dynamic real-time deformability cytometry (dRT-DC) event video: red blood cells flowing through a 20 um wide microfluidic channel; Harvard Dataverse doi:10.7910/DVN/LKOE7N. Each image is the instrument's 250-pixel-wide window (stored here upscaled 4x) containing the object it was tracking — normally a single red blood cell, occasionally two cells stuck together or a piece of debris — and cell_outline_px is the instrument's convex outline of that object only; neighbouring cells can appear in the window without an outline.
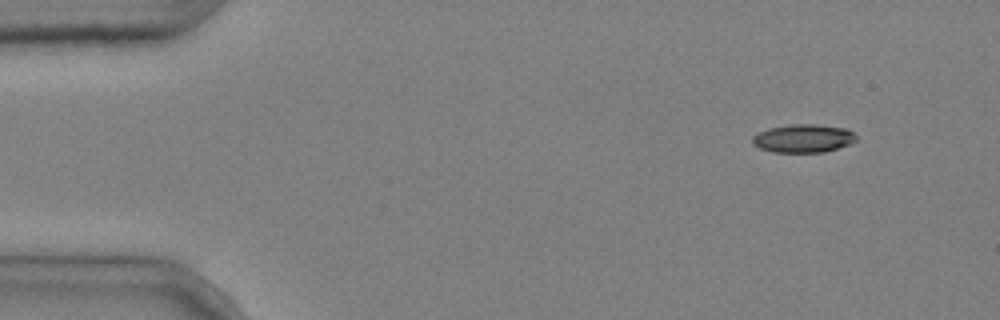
{"species": "common noctule bat (a hibernating species)", "species_latin": "Nyctalus noctula", "temperature_condition": "cold", "stored_images_in_passage": 5, "camera_frame_rate_fps": 3000, "um_per_image_px": 0.085, "animal": {"sex": "male", "body_mass_g": 20.4}, "frame": {"image": 1, "passage_image": 1, "time_ms": 0.0, "image_size_px": [1000, 320], "cell_outline_px": [[856, 140], [848, 144], [824, 152], [772, 152], [760, 148], [752, 144], [752, 136], [768, 128], [792, 124], [816, 124], [848, 128], [856, 136]], "centroid_in_image_um": [68.26, 11.75], "position_along_channel_um": 16.7, "area_um2": 17.05}}
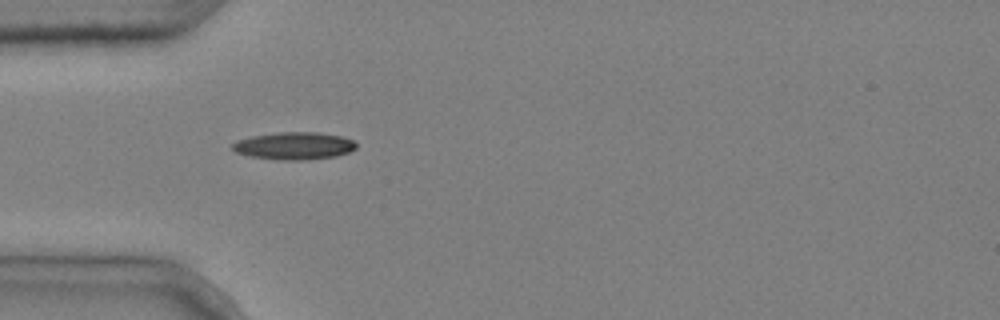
{"frame": {"image": 2, "passage_image": 4, "time_ms": 1.0, "image_size_px": [1000, 320], "cell_outline_px": [[356, 148], [348, 152], [336, 156], [300, 160], [280, 160], [248, 156], [236, 152], [232, 148], [232, 144], [236, 140], [252, 136], [276, 132], [320, 132], [340, 136], [352, 140], [356, 144]], "centroid_in_image_um": [24.97, 12.39], "position_along_channel_um": 60.0, "area_um2": 19.77}}